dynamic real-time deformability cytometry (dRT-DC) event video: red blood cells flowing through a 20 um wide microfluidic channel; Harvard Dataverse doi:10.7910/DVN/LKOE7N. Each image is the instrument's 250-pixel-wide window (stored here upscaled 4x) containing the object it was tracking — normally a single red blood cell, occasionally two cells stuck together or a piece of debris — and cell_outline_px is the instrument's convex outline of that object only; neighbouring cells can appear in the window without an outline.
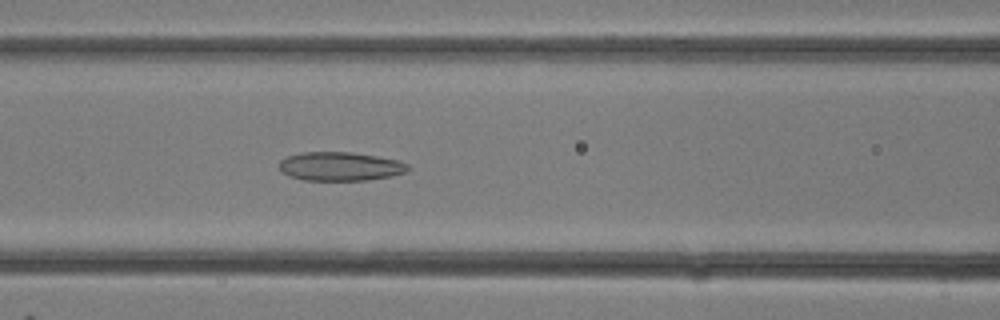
{"species": "common noctule bat (a hibernating species)", "species_latin": "Nyctalus noctula", "temperature_condition": "room temperature", "stored_images_in_passage": 24, "camera_frame_rate_fps": 3000, "um_per_image_px": 0.085, "animal": {"sex": "female"}, "frame": {"image": 1, "passage_image": 9, "time_ms": 2.667, "image_size_px": [1000, 320], "cell_outline_px": [[412, 168], [404, 172], [388, 176], [368, 180], [304, 180], [288, 176], [280, 172], [280, 160], [288, 156], [304, 152], [352, 152], [400, 160], [408, 164]], "centroid_in_image_um": [28.91, 14.14], "position_along_channel_um": 137.7, "area_um2": 21.62}}
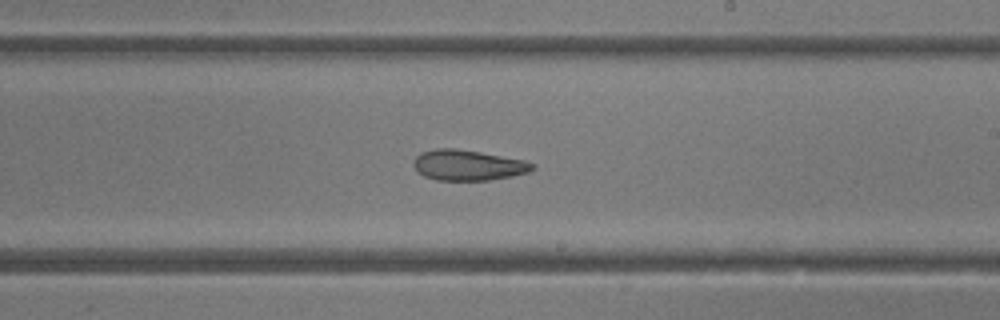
{"frame": {"image": 2, "passage_image": 14, "time_ms": 4.333, "image_size_px": [1000, 320], "cell_outline_px": [[536, 168], [528, 172], [512, 176], [488, 180], [436, 180], [424, 176], [416, 172], [412, 164], [416, 156], [420, 152], [436, 148], [456, 148], [480, 152], [524, 160], [532, 164]], "centroid_in_image_um": [39.72, 14.04], "position_along_channel_um": 249.3, "area_um2": 21.21}}
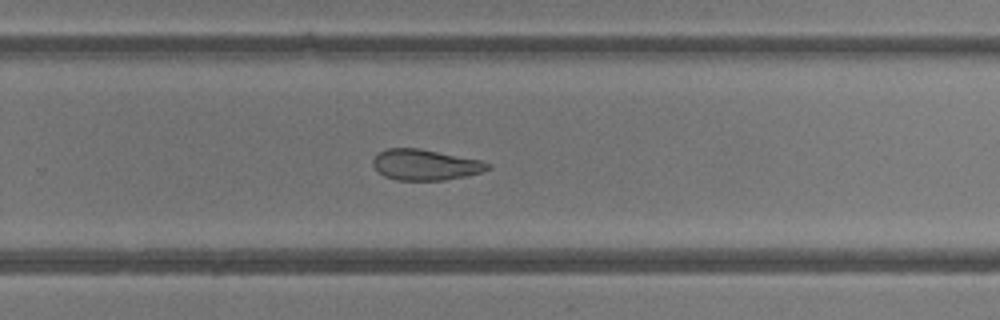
{"frame": {"image": 3, "passage_image": 16, "time_ms": 5.0, "image_size_px": [1000, 320], "cell_outline_px": [[492, 168], [480, 172], [464, 176], [444, 180], [396, 180], [384, 176], [372, 164], [372, 160], [376, 152], [388, 148], [420, 148], [480, 160], [492, 164]], "centroid_in_image_um": [36.13, 13.99], "position_along_channel_um": 293.7, "area_um2": 20.63}}